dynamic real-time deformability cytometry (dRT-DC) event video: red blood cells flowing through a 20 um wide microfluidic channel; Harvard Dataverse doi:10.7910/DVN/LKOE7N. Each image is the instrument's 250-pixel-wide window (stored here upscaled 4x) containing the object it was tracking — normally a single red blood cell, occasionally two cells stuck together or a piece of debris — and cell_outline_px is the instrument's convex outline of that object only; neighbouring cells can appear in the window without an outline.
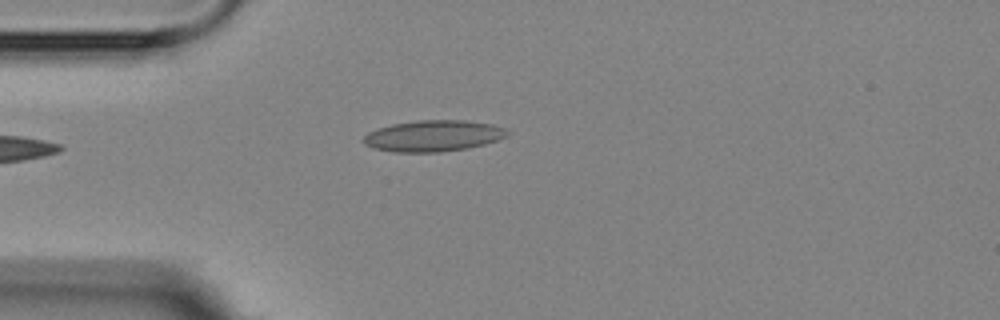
{"species": "Egyptian fruit bat (a non-hibernating species)", "species_latin": "Rousettus aegyptiacus", "temperature_condition": "room temperature", "stored_images_in_passage": 4, "camera_frame_rate_fps": 3000, "um_per_image_px": 0.085, "animal": {"sex": "female"}, "frame": {"image": 1, "passage_image": 4, "time_ms": 3.667, "image_size_px": [1000, 320], "cell_outline_px": [[512, 132], [508, 136], [484, 144], [468, 148], [440, 152], [396, 152], [372, 148], [364, 144], [364, 136], [368, 132], [392, 124], [416, 120], [468, 120], [492, 124], [504, 128]], "centroid_in_image_um": [36.86, 11.54], "position_along_channel_um": 48.1, "area_um2": 26.24}}